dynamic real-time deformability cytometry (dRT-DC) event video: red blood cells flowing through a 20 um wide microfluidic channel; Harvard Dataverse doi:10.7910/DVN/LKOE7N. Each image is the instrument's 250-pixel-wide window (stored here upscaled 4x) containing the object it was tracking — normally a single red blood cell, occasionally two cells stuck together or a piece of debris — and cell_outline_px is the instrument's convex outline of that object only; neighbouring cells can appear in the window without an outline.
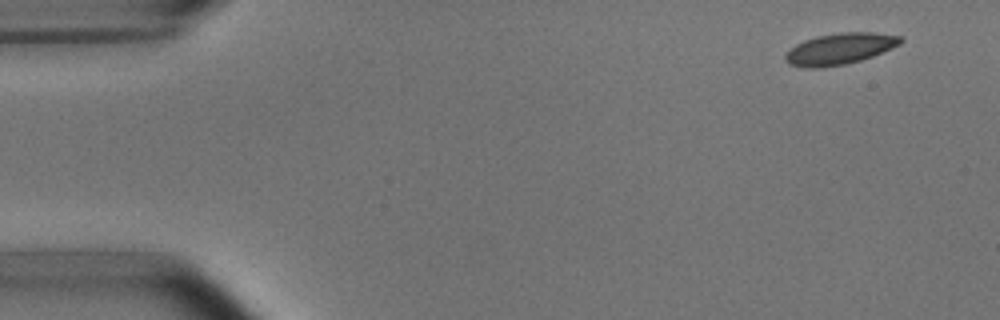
{"species": "common noctule bat (a hibernating species)", "species_latin": "Nyctalus noctula", "temperature_condition": "room temperature", "stored_images_in_passage": 8, "camera_frame_rate_fps": 3000, "um_per_image_px": 0.085, "animal": {"sex": "male", "body_mass_g": 15.6}, "frame": {"image": 1, "passage_image": 1, "time_ms": 0.0, "image_size_px": [1000, 320], "cell_outline_px": [[904, 40], [900, 44], [872, 56], [860, 60], [844, 64], [820, 68], [804, 68], [788, 64], [784, 60], [784, 56], [796, 44], [804, 40], [816, 36], [840, 32], [872, 32], [904, 36]], "centroid_in_image_um": [71.38, 4.14], "position_along_channel_um": 13.6, "area_um2": 21.04}}
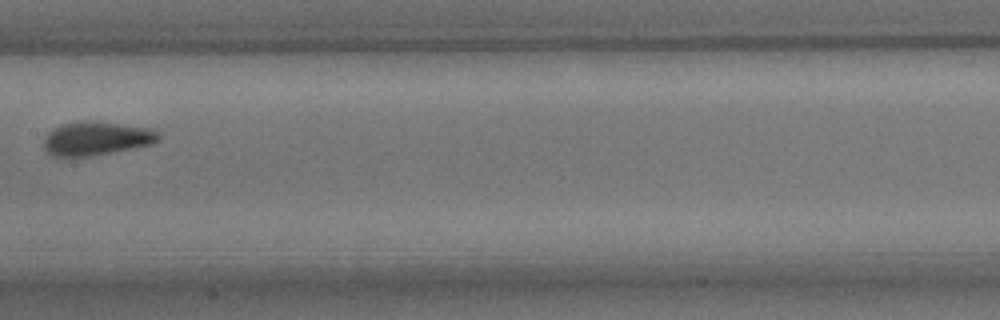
{"frame": {"image": 2, "passage_image": 7, "time_ms": 8.0, "image_size_px": [1000, 320], "cell_outline_px": [[160, 140], [152, 144], [112, 152], [88, 156], [52, 156], [44, 152], [44, 136], [48, 132], [60, 124], [84, 120], [88, 120], [120, 124], [148, 128], [156, 132], [160, 136]], "centroid_in_image_um": [8.13, 11.76], "position_along_channel_um": 199.3, "area_um2": 22.48}}
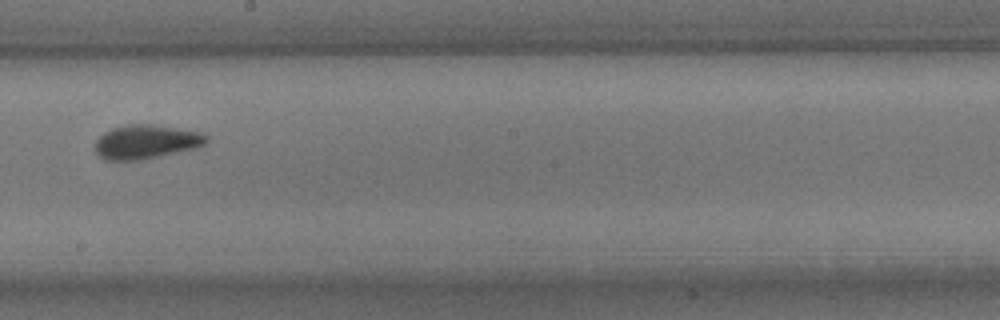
{"frame": {"image": 3, "passage_image": 8, "time_ms": 9.0, "image_size_px": [1000, 320], "cell_outline_px": [[208, 140], [204, 144], [196, 148], [160, 156], [140, 160], [104, 160], [96, 152], [96, 140], [104, 132], [112, 128], [128, 124], [152, 124], [204, 132], [208, 136]], "centroid_in_image_um": [12.45, 12.05], "position_along_channel_um": 235.8, "area_um2": 22.14}}